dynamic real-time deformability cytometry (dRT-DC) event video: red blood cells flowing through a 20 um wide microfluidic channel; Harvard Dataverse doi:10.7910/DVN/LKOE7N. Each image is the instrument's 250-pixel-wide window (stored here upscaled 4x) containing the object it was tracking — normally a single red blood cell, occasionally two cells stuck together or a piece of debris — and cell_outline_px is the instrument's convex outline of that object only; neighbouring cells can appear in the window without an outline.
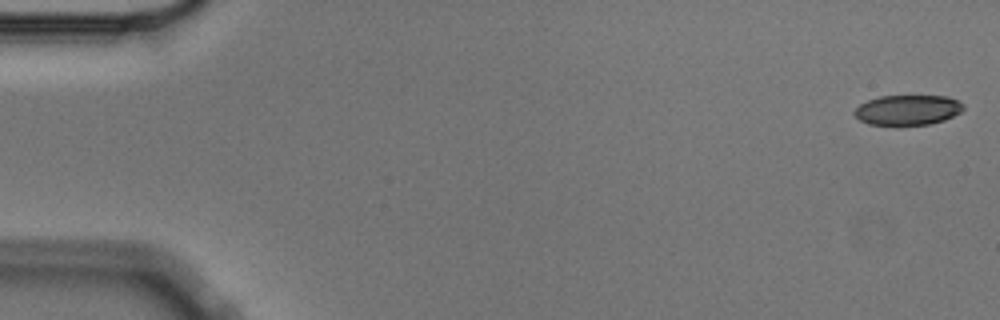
{"species": "Egyptian fruit bat (a non-hibernating species)", "species_latin": "Rousettus aegyptiacus", "temperature_condition": "cold", "stored_images_in_passage": 5, "camera_frame_rate_fps": 3000, "um_per_image_px": 0.085, "animal": {"sex": "male"}, "frame": {"image": 1, "passage_image": 1, "time_ms": 0.0, "image_size_px": [1000, 320], "cell_outline_px": [[964, 108], [960, 112], [944, 120], [928, 124], [868, 124], [860, 120], [852, 112], [860, 104], [868, 100], [880, 96], [948, 96], [964, 104]], "centroid_in_image_um": [77.15, 9.33], "position_along_channel_um": 7.9, "area_um2": 18.84}}
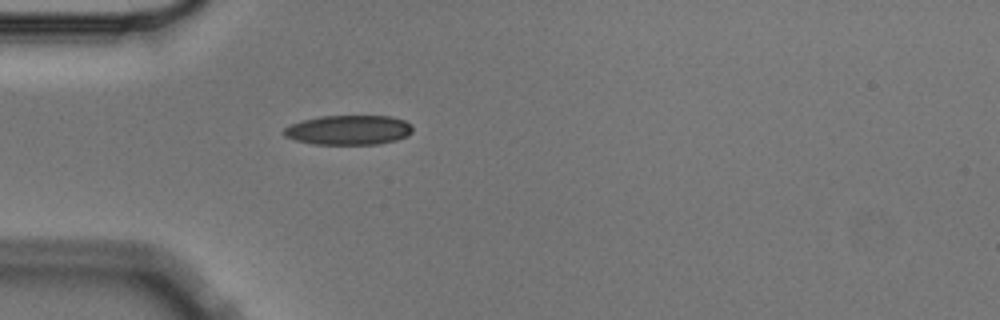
{"frame": {"image": 2, "passage_image": 5, "time_ms": 1.333, "image_size_px": [1000, 320], "cell_outline_px": [[412, 132], [408, 136], [396, 140], [380, 144], [312, 144], [296, 140], [284, 136], [280, 132], [284, 128], [300, 120], [320, 116], [392, 116], [404, 120], [412, 124]], "centroid_in_image_um": [29.63, 11.05], "position_along_channel_um": 55.4, "area_um2": 22.48}}